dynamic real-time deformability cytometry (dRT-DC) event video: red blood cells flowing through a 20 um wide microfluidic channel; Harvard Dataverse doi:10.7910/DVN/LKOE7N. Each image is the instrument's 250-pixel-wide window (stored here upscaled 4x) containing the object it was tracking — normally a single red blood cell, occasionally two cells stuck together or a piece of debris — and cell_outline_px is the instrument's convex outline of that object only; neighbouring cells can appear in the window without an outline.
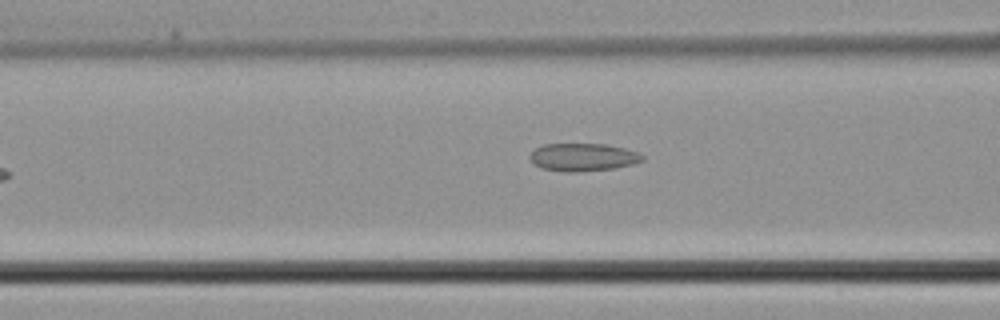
{"species": "common noctule bat (a hibernating species)", "species_latin": "Nyctalus noctula", "temperature_condition": "cold", "stored_images_in_passage": 5, "camera_frame_rate_fps": 3000, "um_per_image_px": 0.085, "animal": {"sex": "male", "body_mass_g": 21.5, "forearm_length_mm": 52.0}, "frame": {"image": 1, "passage_image": 5, "time_ms": 1.333, "image_size_px": [1000, 320], "cell_outline_px": [[644, 160], [632, 164], [616, 168], [580, 172], [564, 172], [540, 168], [528, 156], [536, 148], [544, 144], [608, 144], [624, 148], [636, 152], [644, 156]], "centroid_in_image_um": [49.56, 13.37], "position_along_channel_um": 117.0, "area_um2": 18.26}}